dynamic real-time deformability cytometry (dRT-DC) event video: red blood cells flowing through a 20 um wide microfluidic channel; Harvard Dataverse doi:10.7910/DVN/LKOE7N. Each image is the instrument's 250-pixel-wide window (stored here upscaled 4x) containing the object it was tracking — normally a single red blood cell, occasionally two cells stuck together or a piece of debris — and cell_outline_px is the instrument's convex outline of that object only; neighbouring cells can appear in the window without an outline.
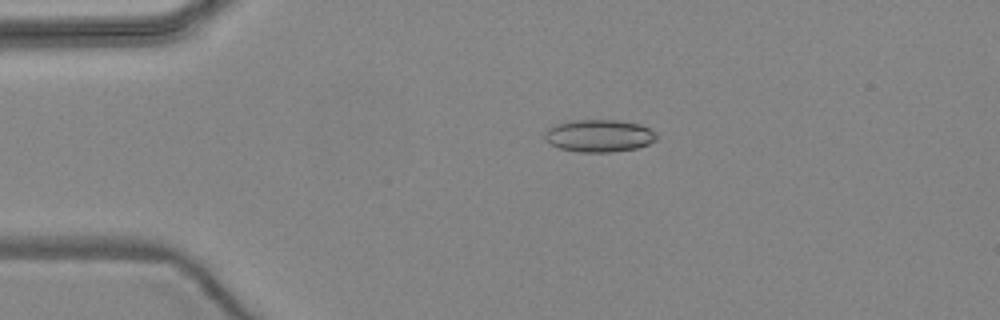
{"species": "common noctule bat (a hibernating species)", "species_latin": "Nyctalus noctula", "temperature_condition": "warm", "stored_images_in_passage": 4, "camera_frame_rate_fps": 3000, "um_per_image_px": 0.085, "animal": {"sex": "female", "body_mass_g": 24.6, "forearm_length_mm": 56.2}, "frame": {"image": 1, "passage_image": 3, "time_ms": 2.333, "image_size_px": [1000, 320], "cell_outline_px": [[656, 140], [648, 144], [636, 148], [612, 152], [580, 152], [560, 148], [548, 144], [544, 140], [544, 132], [548, 128], [556, 124], [572, 120], [616, 120], [640, 124], [656, 132]], "centroid_in_image_um": [50.89, 11.54], "position_along_channel_um": 34.1, "area_um2": 21.21}}